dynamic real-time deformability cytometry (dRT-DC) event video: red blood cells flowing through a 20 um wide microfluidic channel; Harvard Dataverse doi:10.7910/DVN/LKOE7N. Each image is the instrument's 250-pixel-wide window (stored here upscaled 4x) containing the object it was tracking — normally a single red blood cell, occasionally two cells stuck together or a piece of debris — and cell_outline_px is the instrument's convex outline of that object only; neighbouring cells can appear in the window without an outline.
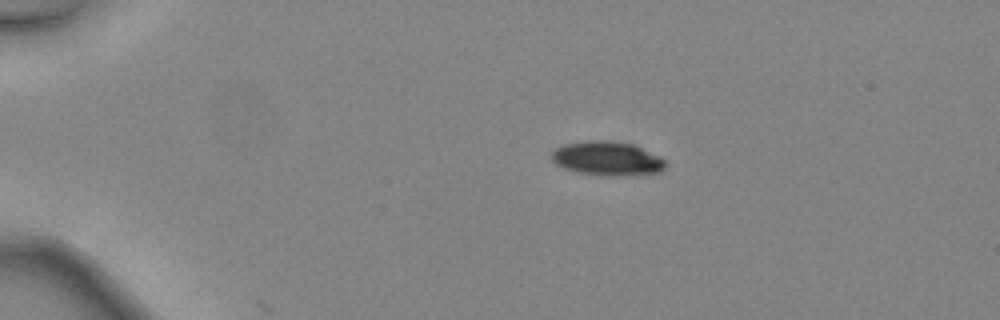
{"species": "common noctule bat (a hibernating species)", "species_latin": "Nyctalus noctula", "temperature_condition": "warm", "stored_images_in_passage": 14, "camera_frame_rate_fps": 3000, "um_per_image_px": 0.085, "animal": {"sex": "female", "body_mass_g": 24.6, "forearm_length_mm": 56.2}, "frame": {"image": 1, "passage_image": 10, "time_ms": 3.0, "image_size_px": [1000, 320], "cell_outline_px": [[664, 168], [660, 172], [612, 176], [608, 176], [580, 172], [564, 168], [556, 164], [552, 160], [552, 152], [556, 148], [564, 144], [584, 140], [604, 140], [632, 144], [660, 156], [664, 160]], "centroid_in_image_um": [51.59, 13.46], "position_along_channel_um": 33.4, "area_um2": 22.31}}